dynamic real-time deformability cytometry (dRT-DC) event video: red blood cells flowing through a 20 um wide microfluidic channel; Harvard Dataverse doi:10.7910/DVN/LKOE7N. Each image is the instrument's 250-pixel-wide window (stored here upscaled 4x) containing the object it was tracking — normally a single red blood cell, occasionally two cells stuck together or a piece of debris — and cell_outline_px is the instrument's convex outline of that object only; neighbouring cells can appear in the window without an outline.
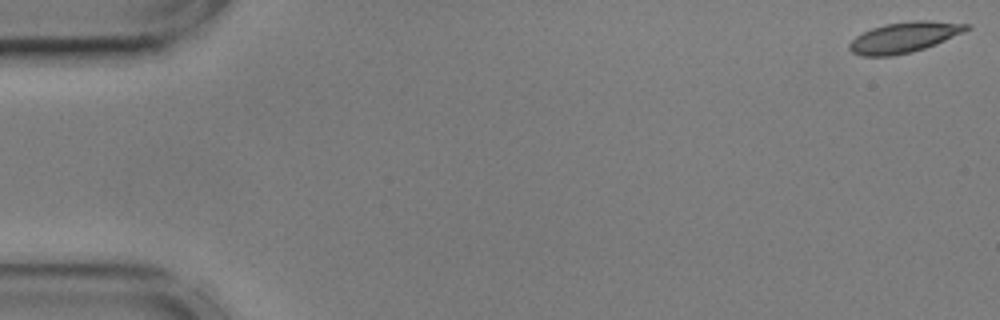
{"species": "common noctule bat (a hibernating species)", "species_latin": "Nyctalus noctula", "temperature_condition": "cold", "stored_images_in_passage": 8, "camera_frame_rate_fps": 3000, "um_per_image_px": 0.085, "animal": {"sex": "male", "body_mass_g": 17.9, "forearm_length_mm": 54.2}, "frame": {"image": 1, "passage_image": 1, "time_ms": 0.0, "image_size_px": [1000, 320], "cell_outline_px": [[972, 28], [964, 32], [924, 48], [912, 52], [892, 56], [860, 56], [852, 52], [848, 48], [848, 44], [856, 36], [872, 28], [884, 24], [912, 20], [928, 20], [972, 24]], "centroid_in_image_um": [76.86, 3.16], "position_along_channel_um": 8.1, "area_um2": 20.92}}